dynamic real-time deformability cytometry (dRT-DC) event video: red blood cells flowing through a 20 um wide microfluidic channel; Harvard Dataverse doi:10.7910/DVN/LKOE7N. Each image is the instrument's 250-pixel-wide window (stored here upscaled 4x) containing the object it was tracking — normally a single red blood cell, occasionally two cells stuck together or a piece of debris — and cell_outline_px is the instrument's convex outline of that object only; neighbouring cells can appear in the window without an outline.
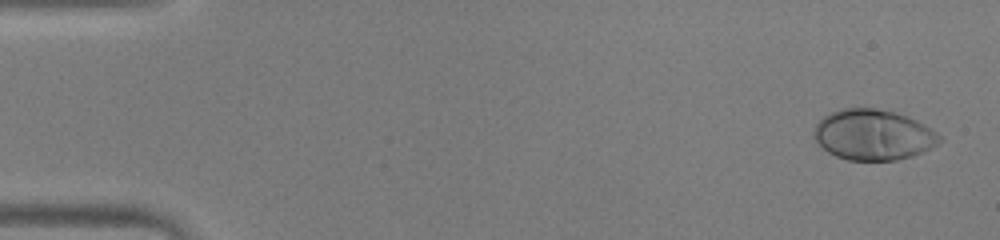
{"species": "human", "species_latin": "Homo sapiens", "temperature_condition": "warm", "stored_images_in_passage": 48, "camera_frame_rate_fps": 3000, "um_per_image_px": 0.085, "donor": {"sex": "male"}, "frame": {"image": 1, "passage_image": 2, "time_ms": 0.333, "image_size_px": [1000, 240], "cell_outline_px": [[944, 140], [912, 156], [896, 160], [848, 160], [836, 156], [828, 152], [816, 140], [812, 132], [816, 124], [824, 116], [840, 108], [872, 108], [892, 112], [916, 120], [924, 124], [936, 132]], "centroid_in_image_um": [74.2, 11.46], "position_along_channel_um": 10.8, "area_um2": 36.59}}
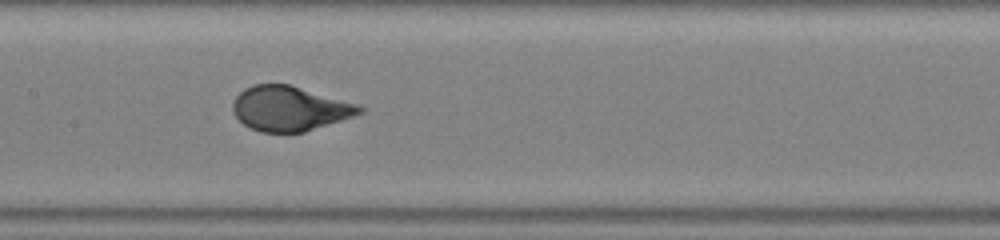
{"frame": {"image": 2, "passage_image": 24, "time_ms": 7.667, "image_size_px": [1000, 240], "cell_outline_px": [[364, 112], [304, 132], [260, 132], [244, 124], [236, 116], [232, 108], [232, 104], [236, 96], [244, 88], [256, 84], [288, 84], [356, 104], [364, 108]], "centroid_in_image_um": [24.58, 9.22], "position_along_channel_um": 182.8, "area_um2": 32.43}}
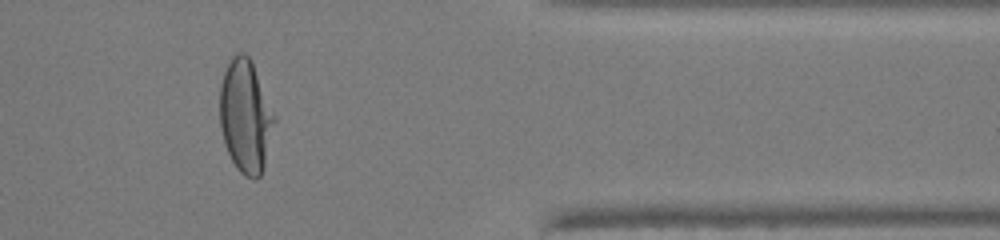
{"frame": {"image": 3, "passage_image": 40, "time_ms": 13.0, "image_size_px": [1000, 240], "cell_outline_px": [[276, 120], [264, 168], [260, 176], [256, 180], [252, 180], [244, 176], [236, 168], [228, 152], [224, 140], [220, 124], [220, 84], [228, 60], [236, 52], [244, 52], [252, 60], [276, 116]], "centroid_in_image_um": [20.89, 9.87], "position_along_channel_um": 390.5, "area_um2": 36.41}, "authors_computed_cell_mechanics": {"area_um2": 34.4488, "velocity_mm_per_s": 4.2887, "shape_relaxation_time_tau1_ms": 3.38, "shape_relaxation_time_tau2_ms": null, "deformation_change_tau1": 0.2196, "deformation_change_tau2": null}}